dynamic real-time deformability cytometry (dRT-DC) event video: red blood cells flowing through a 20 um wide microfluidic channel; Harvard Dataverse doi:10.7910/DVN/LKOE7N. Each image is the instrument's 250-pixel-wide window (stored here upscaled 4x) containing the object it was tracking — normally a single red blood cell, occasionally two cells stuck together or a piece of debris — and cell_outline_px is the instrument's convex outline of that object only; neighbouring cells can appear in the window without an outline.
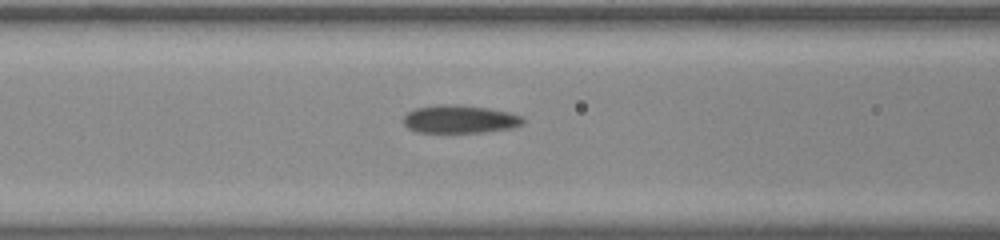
{"species": "common noctule bat (a hibernating species)", "species_latin": "Nyctalus noctula", "temperature_condition": "room temperature", "stored_images_in_passage": 47, "camera_frame_rate_fps": 3000, "um_per_image_px": 0.085, "animal": {"sex": "male", "body_mass_g": 20.0, "forearm_length_mm": 53.3}, "frame": {"image": 1, "passage_image": 21, "time_ms": 6.667, "image_size_px": [1000, 240], "cell_outline_px": [[524, 124], [512, 128], [484, 132], [416, 132], [408, 128], [404, 124], [404, 116], [408, 112], [416, 108], [436, 104], [456, 104], [488, 108], [508, 112], [524, 116]], "centroid_in_image_um": [39.1, 10.12], "position_along_channel_um": 127.5, "area_um2": 19.65}}
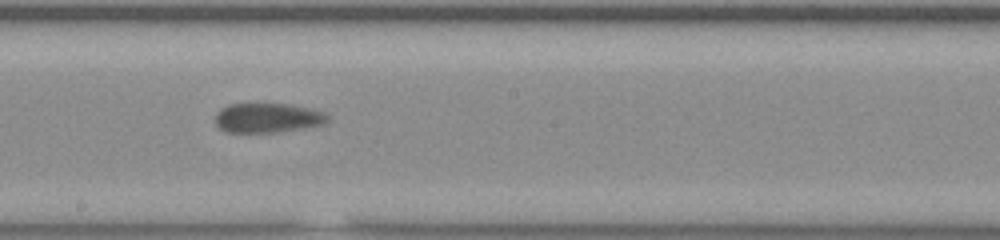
{"frame": {"image": 2, "passage_image": 29, "time_ms": 9.333, "image_size_px": [1000, 240], "cell_outline_px": [[328, 120], [324, 124], [280, 132], [224, 132], [216, 124], [216, 112], [220, 108], [228, 104], [288, 104], [324, 112], [328, 116]], "centroid_in_image_um": [22.71, 10.02], "position_along_channel_um": 225.5, "area_um2": 19.25}}
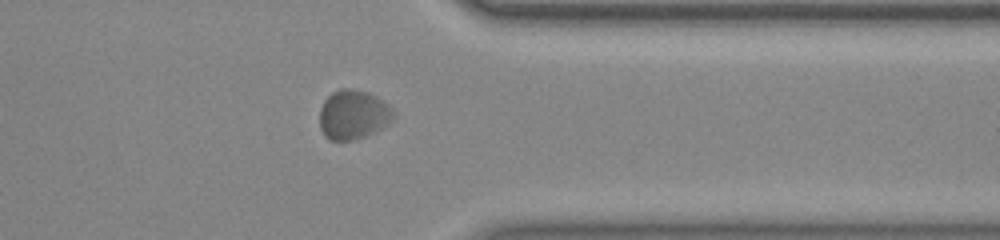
{"frame": {"image": 3, "passage_image": 42, "time_ms": 13.667, "image_size_px": [1000, 240], "cell_outline_px": [[396, 116], [392, 120], [380, 128], [364, 136], [352, 140], [328, 140], [324, 136], [320, 128], [320, 108], [324, 100], [332, 92], [340, 88], [348, 88], [368, 92], [376, 96], [388, 104], [396, 112]], "centroid_in_image_um": [30.01, 9.73], "position_along_channel_um": 381.4, "area_um2": 21.27}}